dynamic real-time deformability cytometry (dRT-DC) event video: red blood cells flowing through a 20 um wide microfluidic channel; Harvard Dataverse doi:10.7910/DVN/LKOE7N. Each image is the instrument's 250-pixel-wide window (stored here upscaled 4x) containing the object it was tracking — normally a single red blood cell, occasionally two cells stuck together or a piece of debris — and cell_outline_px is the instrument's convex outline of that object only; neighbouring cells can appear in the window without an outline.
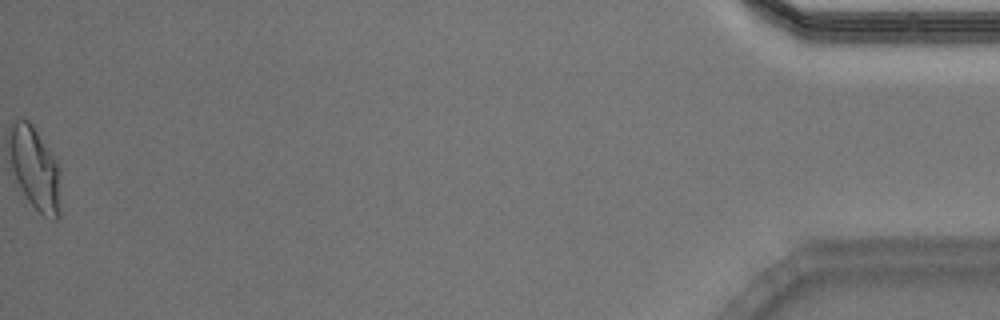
{"species": "Egyptian fruit bat (a non-hibernating species)", "species_latin": "Rousettus aegyptiacus", "temperature_condition": "warm", "stored_images_in_passage": 52, "segment_of_instrument_passage": [2, 2], "camera_frame_rate_fps": 3000, "um_per_image_px": 0.085, "animal": {"sex": "male"}, "frame": {"image": 1, "passage_image": 52, "time_ms": 17.0, "image_size_px": [1000, 320], "cell_outline_px": [[960, 20], [912, 40], [904, 40], [820, 28], [816, 20]], "centroid_in_image_um": [75.38, 2.33], "position_along_channel_um": 359.8, "area_um2": 13.24}}